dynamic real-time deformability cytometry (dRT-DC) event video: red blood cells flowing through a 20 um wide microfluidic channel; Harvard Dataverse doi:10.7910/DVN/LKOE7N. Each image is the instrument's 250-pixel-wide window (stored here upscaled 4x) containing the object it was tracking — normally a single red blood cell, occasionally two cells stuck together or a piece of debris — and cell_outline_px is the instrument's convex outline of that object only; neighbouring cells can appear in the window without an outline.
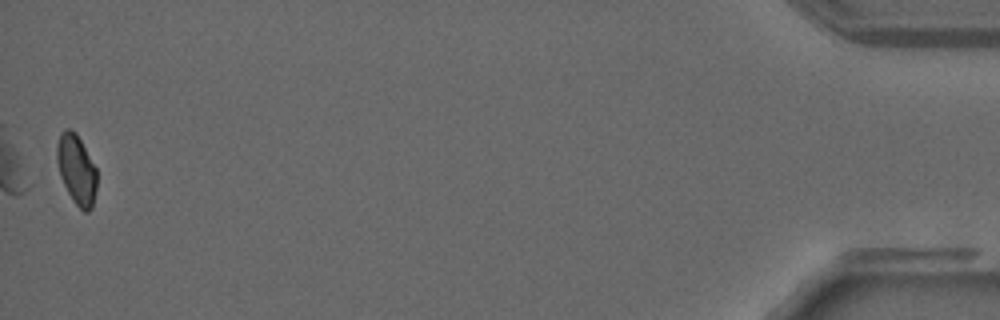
{"species": "common noctule bat (a hibernating species)", "species_latin": "Nyctalus noctula", "temperature_condition": "warm", "stored_images_in_passage": 37, "camera_frame_rate_fps": 3000, "um_per_image_px": 0.085, "animal": {"sex": "male", "forearm_length_mm": 52.5}, "frame": {"image": 1, "passage_image": 37, "time_ms": 12.0, "image_size_px": [1000, 320], "cell_outline_px": [[96, 188], [92, 208], [88, 212], [84, 212], [72, 200], [60, 176], [56, 160], [56, 144], [60, 132], [64, 128], [72, 128], [76, 132], [96, 168]], "centroid_in_image_um": [6.48, 14.37], "position_along_channel_um": 428.7, "area_um2": 16.36}}